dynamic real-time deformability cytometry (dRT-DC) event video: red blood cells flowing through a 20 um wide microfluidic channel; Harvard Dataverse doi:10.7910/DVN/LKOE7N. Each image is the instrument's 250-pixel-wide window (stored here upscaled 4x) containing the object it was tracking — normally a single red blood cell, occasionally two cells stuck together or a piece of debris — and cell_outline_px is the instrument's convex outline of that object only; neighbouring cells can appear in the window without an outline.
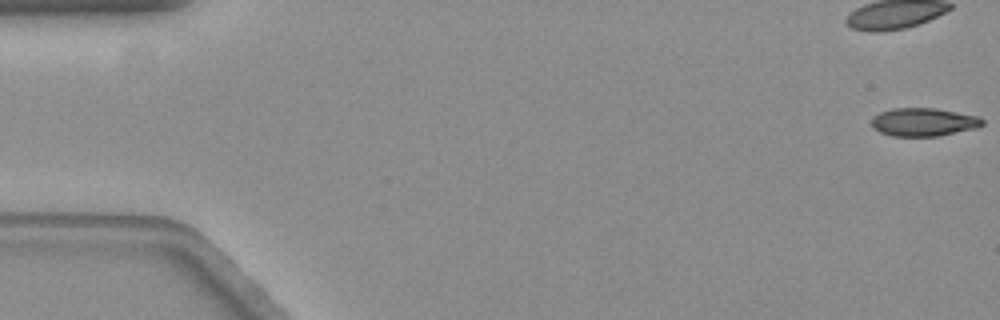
{"species": "common noctule bat (a hibernating species)", "species_latin": "Nyctalus noctula", "temperature_condition": "warm", "stored_images_in_passage": 58, "camera_frame_rate_fps": 3000, "um_per_image_px": 0.085, "animal": {"sex": "female", "body_mass_g": 19.3, "forearm_length_mm": 54.1}, "frame": {"image": 1, "passage_image": 1, "time_ms": 0.0, "image_size_px": [1000, 320], "cell_outline_px": [[984, 124], [976, 128], [940, 136], [892, 136], [880, 132], [872, 128], [872, 116], [880, 112], [892, 108], [936, 108], [980, 116], [984, 120]], "centroid_in_image_um": [78.52, 10.37], "position_along_channel_um": 6.5, "area_um2": 18.44}}